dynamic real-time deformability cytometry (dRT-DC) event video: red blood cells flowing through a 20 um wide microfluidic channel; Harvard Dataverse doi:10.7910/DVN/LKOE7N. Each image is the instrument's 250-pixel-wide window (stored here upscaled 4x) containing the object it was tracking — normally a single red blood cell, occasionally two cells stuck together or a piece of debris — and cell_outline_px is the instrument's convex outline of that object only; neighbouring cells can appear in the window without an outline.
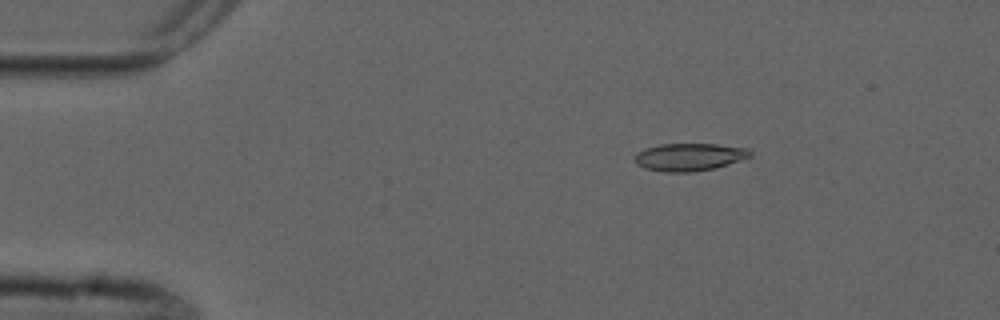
{"species": "common noctule bat (a hibernating species)", "species_latin": "Nyctalus noctula", "temperature_condition": "cold", "stored_images_in_passage": 5, "camera_frame_rate_fps": 3000, "um_per_image_px": 0.085, "animal": {"sex": "male", "forearm_length_mm": 52.5}, "frame": {"image": 1, "passage_image": 3, "time_ms": 2.0, "image_size_px": [1000, 320], "cell_outline_px": [[752, 156], [728, 164], [712, 168], [688, 172], [664, 172], [644, 168], [636, 164], [636, 152], [644, 148], [660, 144], [716, 144], [748, 148], [752, 152]], "centroid_in_image_um": [58.58, 13.33], "position_along_channel_um": 26.4, "area_um2": 18.5}}